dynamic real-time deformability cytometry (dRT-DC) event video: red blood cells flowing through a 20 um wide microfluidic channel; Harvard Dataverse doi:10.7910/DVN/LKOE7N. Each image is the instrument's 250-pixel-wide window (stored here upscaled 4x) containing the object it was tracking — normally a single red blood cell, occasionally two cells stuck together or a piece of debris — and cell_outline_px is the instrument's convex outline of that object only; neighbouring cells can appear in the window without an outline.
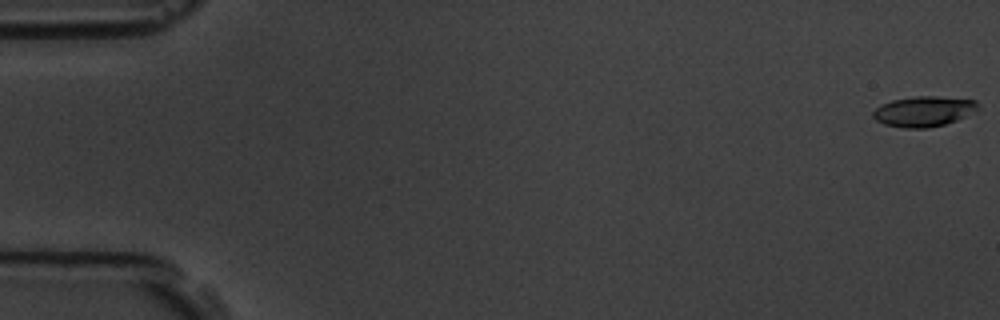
{"species": "common noctule bat (a hibernating species)", "species_latin": "Nyctalus noctula", "temperature_condition": "room temperature", "stored_images_in_passage": 51, "camera_frame_rate_fps": 3000, "um_per_image_px": 0.085, "animal": {"sex": "male", "body_mass_g": 19.5, "forearm_length_mm": 54.6}, "frame": {"image": 1, "passage_image": 1, "time_ms": 0.0, "image_size_px": [1000, 320], "cell_outline_px": [[980, 104], [976, 112], [956, 120], [944, 124], [928, 128], [904, 128], [884, 124], [876, 120], [872, 116], [872, 112], [880, 104], [892, 100], [916, 96], [936, 96], [976, 100]], "centroid_in_image_um": [78.52, 9.46], "position_along_channel_um": 6.5, "area_um2": 18.67}}
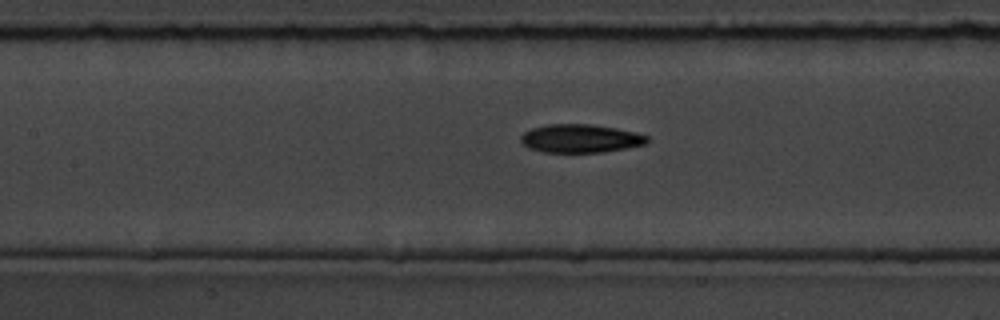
{"frame": {"image": 2, "passage_image": 27, "time_ms": 8.667, "image_size_px": [1000, 320], "cell_outline_px": [[648, 140], [644, 144], [604, 152], [544, 152], [528, 148], [520, 140], [520, 136], [524, 132], [532, 128], [548, 124], [592, 124], [616, 128], [636, 132], [648, 136]], "centroid_in_image_um": [49.31, 11.76], "position_along_channel_um": 158.1, "area_um2": 20.81}}
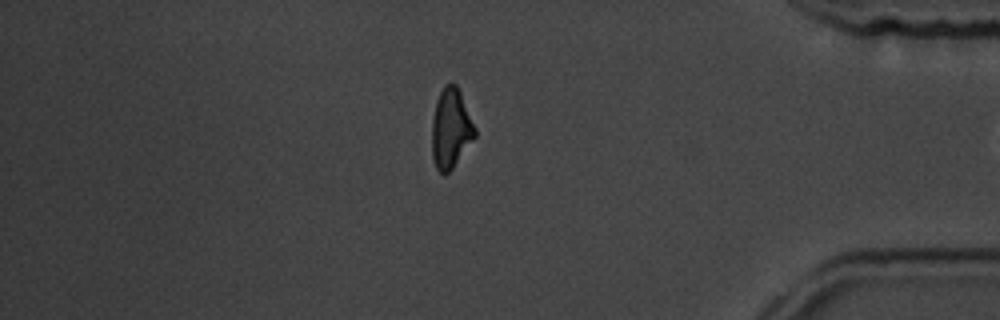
{"frame": {"image": 3, "passage_image": 50, "time_ms": 16.333, "image_size_px": [1000, 320], "cell_outline_px": [[476, 136], [452, 168], [444, 176], [436, 168], [432, 156], [432, 120], [436, 100], [444, 84], [452, 80], [456, 84], [460, 92], [476, 128]], "centroid_in_image_um": [38.31, 10.89], "position_along_channel_um": 396.9, "area_um2": 20.06}}